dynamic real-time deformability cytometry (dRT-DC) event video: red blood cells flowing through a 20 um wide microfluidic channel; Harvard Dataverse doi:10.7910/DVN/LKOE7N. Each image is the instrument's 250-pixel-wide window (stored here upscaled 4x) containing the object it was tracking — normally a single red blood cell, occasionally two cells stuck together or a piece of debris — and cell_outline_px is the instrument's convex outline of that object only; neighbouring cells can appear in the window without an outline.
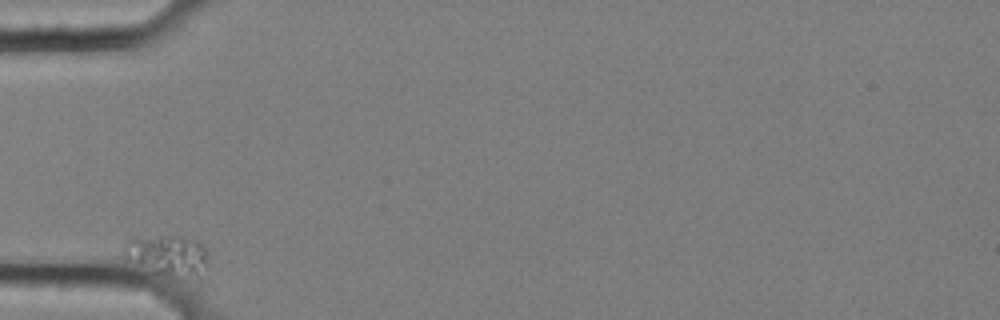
{"species": "common noctule bat (a hibernating species)", "species_latin": "Nyctalus noctula", "temperature_condition": "cold", "stored_images_in_passage": 38, "camera_frame_rate_fps": 3000, "um_per_image_px": 0.085, "animal": {"sex": "female", "body_mass_g": 25.1}, "frame": {"image": 1, "passage_image": 1, "time_ms": 0.0, "image_size_px": [1000, 320], "cell_outline_px": [[208, 268], [196, 276], [152, 272], [124, 248], [124, 244], [128, 240], [136, 236], [180, 236], [196, 240], [204, 248], [208, 260]], "centroid_in_image_um": [14.37, 21.62], "position_along_channel_um": 70.6, "area_um2": 18.55}}
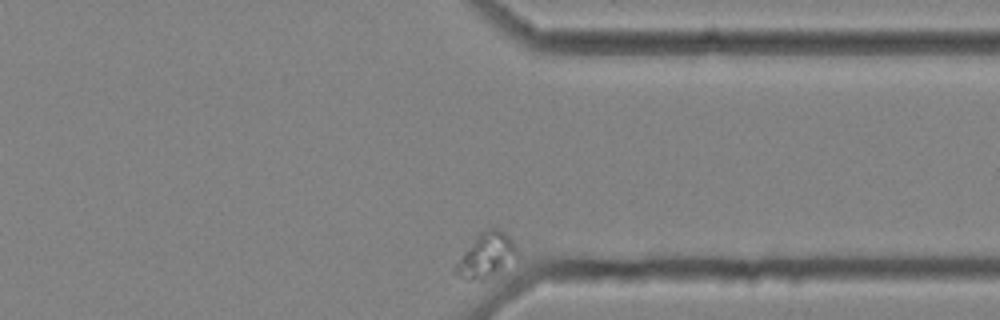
{"frame": {"image": 2, "passage_image": 38, "time_ms": 12.333, "image_size_px": [1000, 320], "cell_outline_px": [[520, 256], [516, 260], [484, 280], [468, 280], [452, 272], [452, 264], [476, 236], [484, 228], [500, 228], [512, 240]], "centroid_in_image_um": [41.29, 21.7], "position_along_channel_um": 370.1, "area_um2": 16.42}}